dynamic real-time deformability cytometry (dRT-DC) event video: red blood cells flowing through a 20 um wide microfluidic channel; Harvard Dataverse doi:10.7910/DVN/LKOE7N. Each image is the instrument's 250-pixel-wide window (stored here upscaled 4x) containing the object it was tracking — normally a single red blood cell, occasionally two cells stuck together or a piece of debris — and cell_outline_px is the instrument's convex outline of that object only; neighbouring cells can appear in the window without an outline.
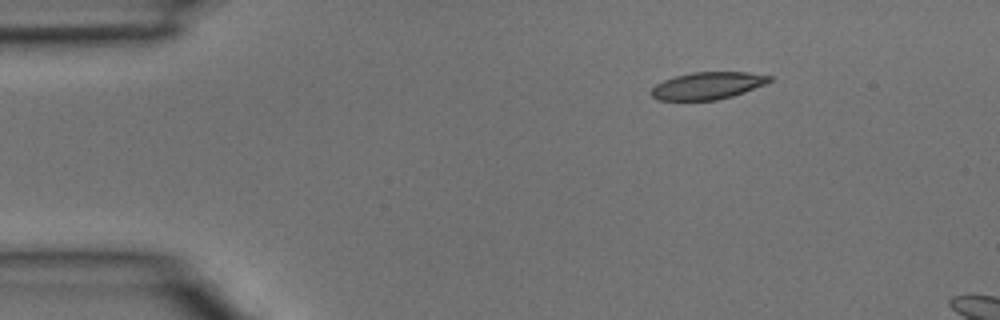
{"species": "common noctule bat (a hibernating species)", "species_latin": "Nyctalus noctula", "temperature_condition": "room temperature", "stored_images_in_passage": 3, "camera_frame_rate_fps": 3000, "um_per_image_px": 0.085, "animal": {"sex": "male", "body_mass_g": 15.6}, "frame": {"image": 1, "passage_image": 2, "time_ms": 0.333, "image_size_px": [1000, 320], "cell_outline_px": [[776, 80], [744, 92], [732, 96], [716, 100], [656, 100], [648, 92], [656, 84], [664, 80], [676, 76], [692, 72], [748, 72], [772, 76]], "centroid_in_image_um": [60.16, 7.28], "position_along_channel_um": 24.8, "area_um2": 18.9}}